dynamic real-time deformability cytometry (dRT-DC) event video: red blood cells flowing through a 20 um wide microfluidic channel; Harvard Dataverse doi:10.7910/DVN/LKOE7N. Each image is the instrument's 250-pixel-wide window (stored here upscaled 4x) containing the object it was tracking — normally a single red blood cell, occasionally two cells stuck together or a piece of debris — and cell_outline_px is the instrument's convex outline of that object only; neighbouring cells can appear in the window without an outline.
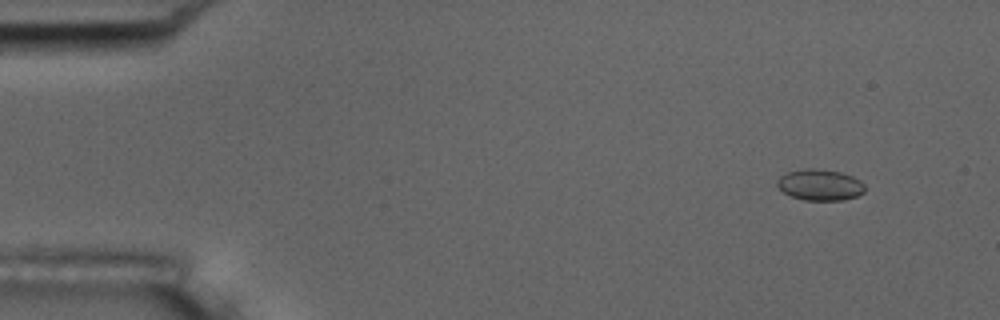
{"species": "common noctule bat (a hibernating species)", "species_latin": "Nyctalus noctula", "temperature_condition": "room temperature", "stored_images_in_passage": 57, "camera_frame_rate_fps": 3000, "um_per_image_px": 0.085, "animal": {"sex": "male", "body_mass_g": 17.5, "forearm_length_mm": 52.3}, "frame": {"image": 1, "passage_image": 6, "time_ms": 1.667, "image_size_px": [1000, 320], "cell_outline_px": [[864, 192], [856, 196], [844, 200], [804, 200], [792, 196], [784, 192], [776, 184], [776, 180], [780, 176], [788, 172], [808, 168], [812, 168], [840, 172], [852, 176], [860, 180], [864, 184]], "centroid_in_image_um": [69.7, 15.71], "position_along_channel_um": 15.3, "area_um2": 15.78}}
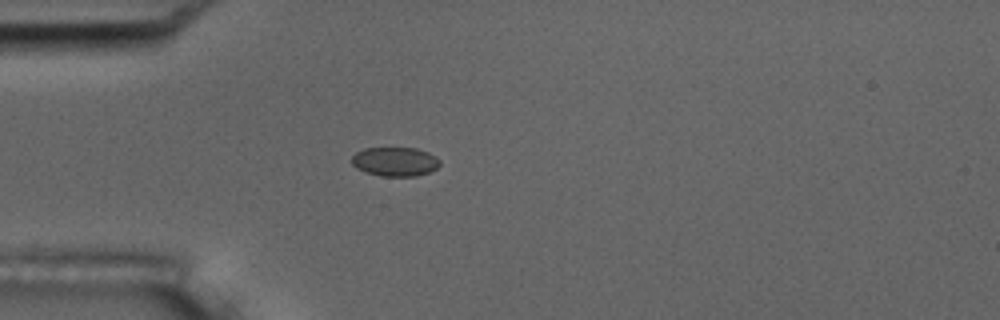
{"frame": {"image": 2, "passage_image": 17, "time_ms": 5.333, "image_size_px": [1000, 320], "cell_outline_px": [[440, 164], [436, 168], [428, 172], [416, 176], [380, 176], [364, 172], [356, 168], [352, 164], [352, 156], [356, 152], [364, 148], [416, 148], [428, 152], [436, 156], [440, 160]], "centroid_in_image_um": [33.57, 13.74], "position_along_channel_um": 51.4, "area_um2": 15.03}}
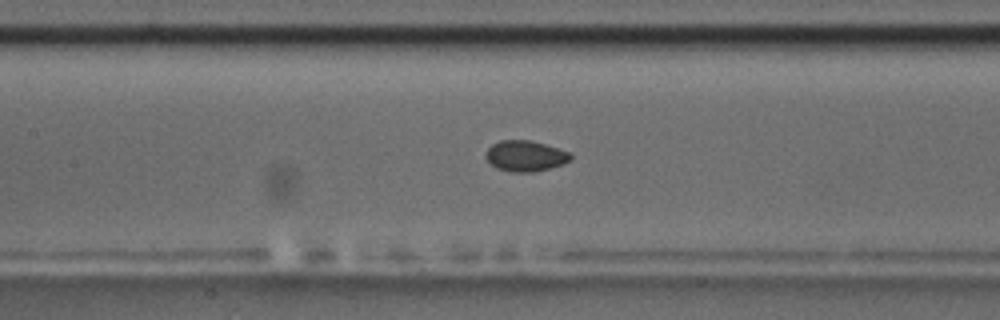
{"frame": {"image": 3, "passage_image": 27, "time_ms": 8.667, "image_size_px": [1000, 320], "cell_outline_px": [[572, 160], [564, 164], [536, 172], [512, 172], [496, 168], [484, 156], [488, 148], [492, 144], [500, 140], [532, 140], [572, 152]], "centroid_in_image_um": [44.7, 13.25], "position_along_channel_um": 162.7, "area_um2": 15.49}, "authors_computed_cell_mechanics": {"area_um2": 15.4326, "velocity_mm_per_s": 3.6276, "shape_relaxation_time_tau1_ms": 5.0964, "shape_relaxation_time_tau2_ms": 1.0073, "deformation_change_tau1": 0.0811, "deformation_change_tau2": 0.0335}}